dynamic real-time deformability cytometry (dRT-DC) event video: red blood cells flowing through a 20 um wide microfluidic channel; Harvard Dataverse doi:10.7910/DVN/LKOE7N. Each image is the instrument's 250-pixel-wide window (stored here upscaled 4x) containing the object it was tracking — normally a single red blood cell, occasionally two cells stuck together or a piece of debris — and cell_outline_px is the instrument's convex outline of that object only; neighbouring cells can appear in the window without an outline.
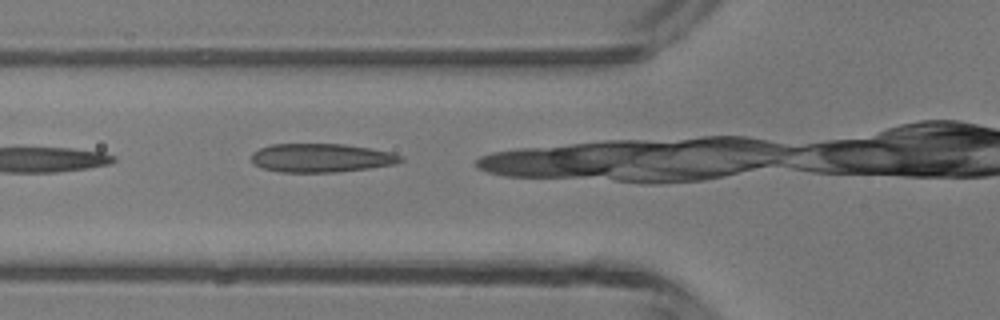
{"species": "common noctule bat (a hibernating species)", "species_latin": "Nyctalus noctula", "temperature_condition": "room temperature", "stored_images_in_passage": 2, "camera_frame_rate_fps": 3000, "um_per_image_px": 0.085, "animal": {"sex": "male", "body_mass_g": 13.3}, "frame": {"image": 1, "passage_image": 2, "time_ms": 1.0, "image_size_px": [1000, 320], "cell_outline_px": [[404, 160], [396, 164], [340, 172], [280, 172], [260, 168], [252, 164], [252, 152], [260, 148], [272, 144], [344, 144], [392, 152], [404, 156]], "centroid_in_image_um": [27.3, 13.42], "position_along_channel_um": 98.5, "area_um2": 25.14}}